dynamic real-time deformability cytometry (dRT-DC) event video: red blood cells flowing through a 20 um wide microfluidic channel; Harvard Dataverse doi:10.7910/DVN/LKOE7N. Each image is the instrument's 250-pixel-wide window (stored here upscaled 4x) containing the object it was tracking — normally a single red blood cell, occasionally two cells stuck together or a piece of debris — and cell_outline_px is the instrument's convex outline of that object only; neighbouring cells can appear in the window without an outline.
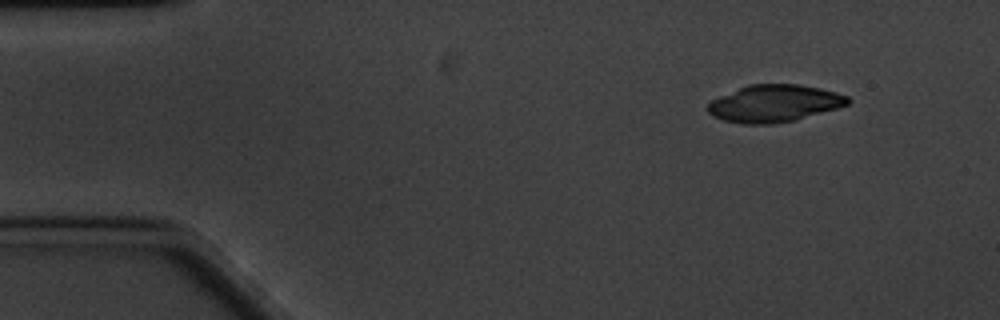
{"species": "common noctule bat (a hibernating species)", "species_latin": "Nyctalus noctula", "temperature_condition": "cold", "stored_images_in_passage": 54, "camera_frame_rate_fps": 3000, "um_per_image_px": 0.085, "animal": {"sex": "male", "body_mass_g": 20.1, "forearm_length_mm": 53.5}, "frame": {"image": 1, "passage_image": 1, "time_ms": 0.0, "image_size_px": [1000, 320], "cell_outline_px": [[852, 100], [848, 104], [836, 108], [792, 120], [772, 124], [744, 124], [724, 120], [712, 116], [704, 108], [712, 100], [720, 96], [748, 84], [796, 84], [820, 88], [836, 92], [848, 96]], "centroid_in_image_um": [65.78, 8.78], "position_along_channel_um": 19.2, "area_um2": 30.11}}